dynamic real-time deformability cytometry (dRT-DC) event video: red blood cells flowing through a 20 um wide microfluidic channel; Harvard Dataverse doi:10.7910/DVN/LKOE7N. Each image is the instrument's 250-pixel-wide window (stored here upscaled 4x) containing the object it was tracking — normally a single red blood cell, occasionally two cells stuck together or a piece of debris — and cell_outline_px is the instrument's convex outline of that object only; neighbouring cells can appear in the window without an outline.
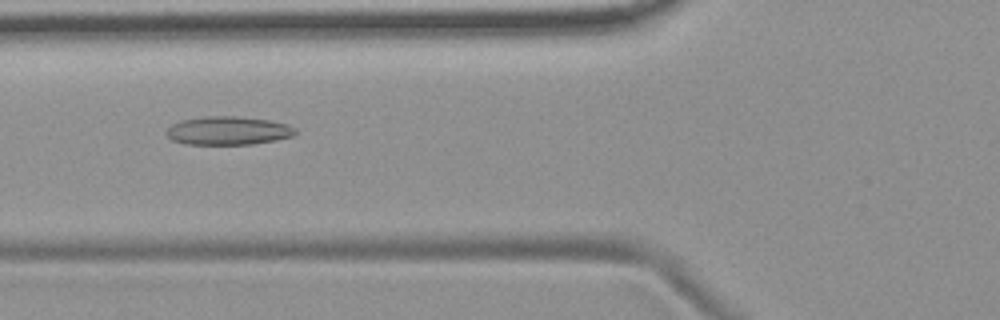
{"species": "common noctule bat (a hibernating species)", "species_latin": "Nyctalus noctula", "temperature_condition": "room temperature", "stored_images_in_passage": 8, "camera_frame_rate_fps": 3000, "um_per_image_px": 0.085, "animal": {"sex": "female", "body_mass_g": 19.9}, "frame": {"image": 1, "passage_image": 6, "time_ms": 6.0, "image_size_px": [1000, 320], "cell_outline_px": [[296, 132], [292, 136], [276, 140], [252, 144], [188, 144], [172, 140], [164, 132], [172, 124], [180, 120], [204, 116], [236, 116], [272, 120], [288, 124], [296, 128]], "centroid_in_image_um": [19.4, 11.09], "position_along_channel_um": 106.4, "area_um2": 21.5}}
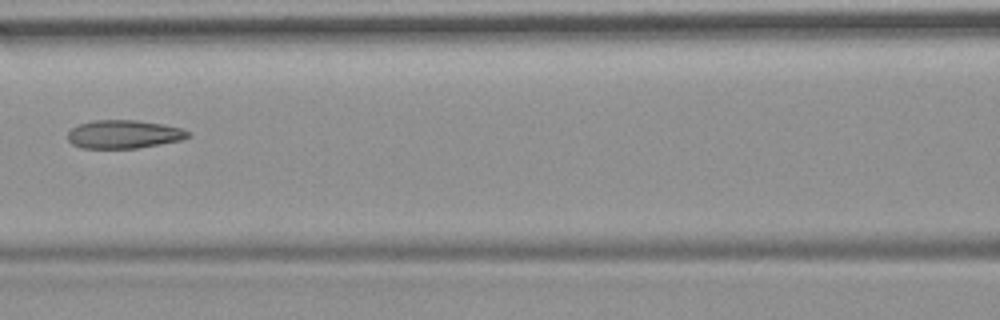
{"frame": {"image": 2, "passage_image": 7, "time_ms": 7.333, "image_size_px": [1000, 320], "cell_outline_px": [[192, 136], [180, 140], [160, 144], [136, 148], [80, 148], [72, 144], [68, 140], [68, 132], [72, 128], [80, 124], [92, 120], [136, 120], [164, 124], [180, 128], [192, 132]], "centroid_in_image_um": [10.54, 11.41], "position_along_channel_um": 156.1, "area_um2": 19.94}}
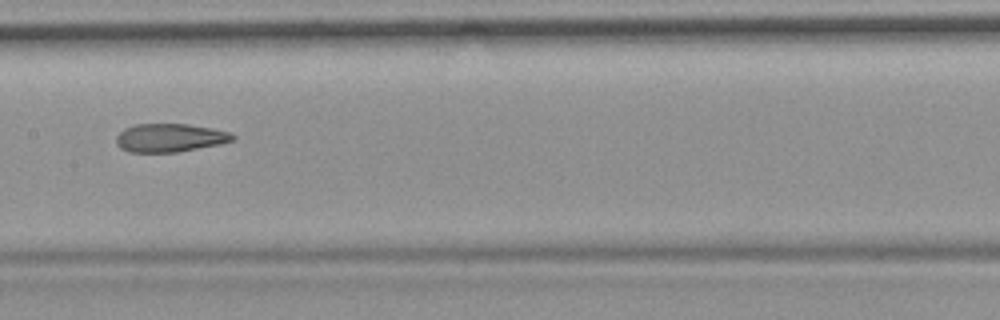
{"frame": {"image": 3, "passage_image": 8, "time_ms": 8.333, "image_size_px": [1000, 320], "cell_outline_px": [[236, 140], [220, 144], [176, 152], [128, 152], [120, 148], [116, 144], [116, 136], [124, 128], [136, 124], [188, 124], [212, 128], [228, 132], [236, 136]], "centroid_in_image_um": [14.43, 11.71], "position_along_channel_um": 193.0, "area_um2": 19.31}}